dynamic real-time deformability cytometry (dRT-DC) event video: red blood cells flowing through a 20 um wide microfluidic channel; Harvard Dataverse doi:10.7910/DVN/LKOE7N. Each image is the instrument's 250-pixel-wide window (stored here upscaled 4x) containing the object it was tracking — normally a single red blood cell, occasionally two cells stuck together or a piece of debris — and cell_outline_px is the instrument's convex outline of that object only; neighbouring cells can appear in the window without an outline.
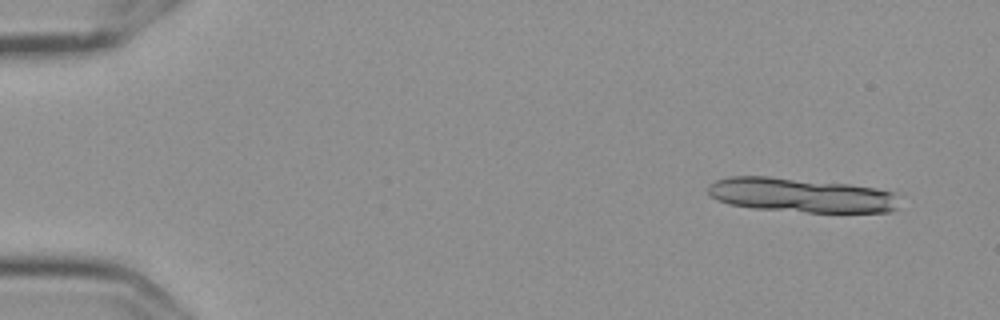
{"species": "Egyptian fruit bat (a non-hibernating species)", "species_latin": "Rousettus aegyptiacus", "temperature_condition": "cold", "stored_images_in_passage": 12, "camera_frame_rate_fps": 3000, "um_per_image_px": 0.085, "frame": {"image": 1, "passage_image": 2, "time_ms": 0.333, "image_size_px": [1000, 320], "cell_outline_px": [[896, 208], [888, 212], [808, 212], [752, 208], [728, 204], [716, 200], [708, 192], [708, 184], [716, 180], [728, 176], [768, 176], [848, 184], [876, 188], [892, 192]], "centroid_in_image_um": [67.98, 16.58], "position_along_channel_um": 17.0, "area_um2": 37.97}}